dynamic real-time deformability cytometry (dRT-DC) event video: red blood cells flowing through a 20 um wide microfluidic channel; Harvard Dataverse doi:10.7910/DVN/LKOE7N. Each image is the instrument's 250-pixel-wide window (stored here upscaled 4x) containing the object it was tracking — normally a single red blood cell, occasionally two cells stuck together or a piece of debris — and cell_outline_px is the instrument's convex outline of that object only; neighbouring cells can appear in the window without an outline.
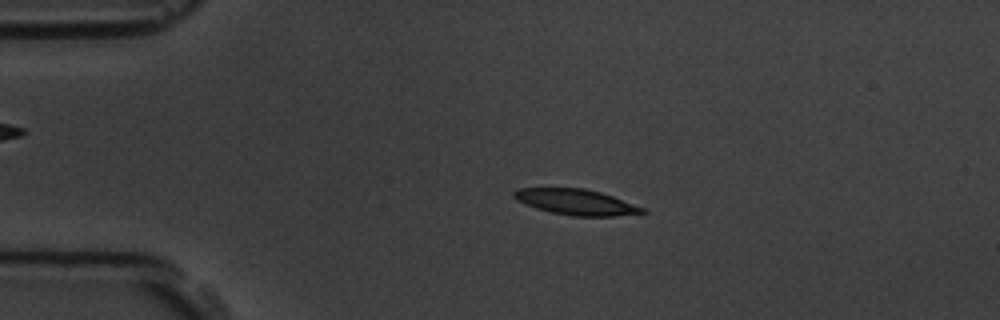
{"species": "common noctule bat (a hibernating species)", "species_latin": "Nyctalus noctula", "temperature_condition": "room temperature", "stored_images_in_passage": 4, "camera_frame_rate_fps": 3000, "um_per_image_px": 0.085, "animal": {"sex": "male", "body_mass_g": 19.5, "forearm_length_mm": 54.6}, "frame": {"image": 1, "passage_image": 3, "time_ms": 2.333, "image_size_px": [1000, 320], "cell_outline_px": [[648, 212], [616, 216], [572, 216], [552, 212], [536, 208], [524, 204], [516, 200], [512, 196], [512, 192], [516, 188], [584, 188], [600, 192], [612, 196], [644, 208]], "centroid_in_image_um": [48.92, 17.17], "position_along_channel_um": 36.1, "area_um2": 19.19}}